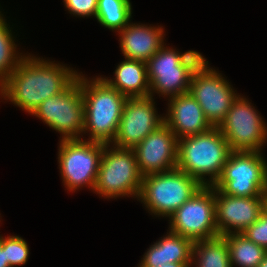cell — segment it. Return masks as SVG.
Returning <instances> with one entry per match:
<instances>
[{
  "mask_svg": "<svg viewBox=\"0 0 267 267\" xmlns=\"http://www.w3.org/2000/svg\"><path fill=\"white\" fill-rule=\"evenodd\" d=\"M77 76L65 66L25 56L0 85V94L32 114L47 98L65 91Z\"/></svg>",
  "mask_w": 267,
  "mask_h": 267,
  "instance_id": "cell-1",
  "label": "cell"
},
{
  "mask_svg": "<svg viewBox=\"0 0 267 267\" xmlns=\"http://www.w3.org/2000/svg\"><path fill=\"white\" fill-rule=\"evenodd\" d=\"M231 152L219 127H212L206 132L178 139L176 168L202 185L212 186L220 178ZM205 175L211 176L210 182L204 180Z\"/></svg>",
  "mask_w": 267,
  "mask_h": 267,
  "instance_id": "cell-2",
  "label": "cell"
},
{
  "mask_svg": "<svg viewBox=\"0 0 267 267\" xmlns=\"http://www.w3.org/2000/svg\"><path fill=\"white\" fill-rule=\"evenodd\" d=\"M90 82L80 75L84 101L83 130L90 131L89 139L92 142L113 143L127 97L112 88L103 78Z\"/></svg>",
  "mask_w": 267,
  "mask_h": 267,
  "instance_id": "cell-3",
  "label": "cell"
},
{
  "mask_svg": "<svg viewBox=\"0 0 267 267\" xmlns=\"http://www.w3.org/2000/svg\"><path fill=\"white\" fill-rule=\"evenodd\" d=\"M202 186L198 180L175 168L143 176L139 198L152 213L170 217Z\"/></svg>",
  "mask_w": 267,
  "mask_h": 267,
  "instance_id": "cell-4",
  "label": "cell"
},
{
  "mask_svg": "<svg viewBox=\"0 0 267 267\" xmlns=\"http://www.w3.org/2000/svg\"><path fill=\"white\" fill-rule=\"evenodd\" d=\"M108 146H104L93 190L106 198L129 194L139 198L143 176L133 149L114 147L109 151Z\"/></svg>",
  "mask_w": 267,
  "mask_h": 267,
  "instance_id": "cell-5",
  "label": "cell"
},
{
  "mask_svg": "<svg viewBox=\"0 0 267 267\" xmlns=\"http://www.w3.org/2000/svg\"><path fill=\"white\" fill-rule=\"evenodd\" d=\"M213 186L233 196H261L267 186V162L260 152L232 151L220 178Z\"/></svg>",
  "mask_w": 267,
  "mask_h": 267,
  "instance_id": "cell-6",
  "label": "cell"
},
{
  "mask_svg": "<svg viewBox=\"0 0 267 267\" xmlns=\"http://www.w3.org/2000/svg\"><path fill=\"white\" fill-rule=\"evenodd\" d=\"M33 114L50 128L63 134L62 140L80 139L78 134L84 131V101L80 74L65 91L43 101Z\"/></svg>",
  "mask_w": 267,
  "mask_h": 267,
  "instance_id": "cell-7",
  "label": "cell"
},
{
  "mask_svg": "<svg viewBox=\"0 0 267 267\" xmlns=\"http://www.w3.org/2000/svg\"><path fill=\"white\" fill-rule=\"evenodd\" d=\"M169 218L170 232L193 242L219 236L215 222L214 186L203 185Z\"/></svg>",
  "mask_w": 267,
  "mask_h": 267,
  "instance_id": "cell-8",
  "label": "cell"
},
{
  "mask_svg": "<svg viewBox=\"0 0 267 267\" xmlns=\"http://www.w3.org/2000/svg\"><path fill=\"white\" fill-rule=\"evenodd\" d=\"M60 142L58 161L67 189L74 191L86 184L94 189L105 144L82 139Z\"/></svg>",
  "mask_w": 267,
  "mask_h": 267,
  "instance_id": "cell-9",
  "label": "cell"
},
{
  "mask_svg": "<svg viewBox=\"0 0 267 267\" xmlns=\"http://www.w3.org/2000/svg\"><path fill=\"white\" fill-rule=\"evenodd\" d=\"M254 107L242 97H237L219 129L231 151L260 152L267 140V126Z\"/></svg>",
  "mask_w": 267,
  "mask_h": 267,
  "instance_id": "cell-10",
  "label": "cell"
},
{
  "mask_svg": "<svg viewBox=\"0 0 267 267\" xmlns=\"http://www.w3.org/2000/svg\"><path fill=\"white\" fill-rule=\"evenodd\" d=\"M152 96L127 98L118 125L114 146L133 149L147 135L164 123L157 116Z\"/></svg>",
  "mask_w": 267,
  "mask_h": 267,
  "instance_id": "cell-11",
  "label": "cell"
},
{
  "mask_svg": "<svg viewBox=\"0 0 267 267\" xmlns=\"http://www.w3.org/2000/svg\"><path fill=\"white\" fill-rule=\"evenodd\" d=\"M178 139L163 123L133 148L142 176L168 172L177 166Z\"/></svg>",
  "mask_w": 267,
  "mask_h": 267,
  "instance_id": "cell-12",
  "label": "cell"
},
{
  "mask_svg": "<svg viewBox=\"0 0 267 267\" xmlns=\"http://www.w3.org/2000/svg\"><path fill=\"white\" fill-rule=\"evenodd\" d=\"M214 197L215 222L219 235L233 233L230 228H235V233H242L262 213L261 196L238 197L224 194L214 187Z\"/></svg>",
  "mask_w": 267,
  "mask_h": 267,
  "instance_id": "cell-13",
  "label": "cell"
},
{
  "mask_svg": "<svg viewBox=\"0 0 267 267\" xmlns=\"http://www.w3.org/2000/svg\"><path fill=\"white\" fill-rule=\"evenodd\" d=\"M146 64L149 96L153 91L170 97L189 92L190 82L186 70L180 65L178 52L163 45Z\"/></svg>",
  "mask_w": 267,
  "mask_h": 267,
  "instance_id": "cell-14",
  "label": "cell"
},
{
  "mask_svg": "<svg viewBox=\"0 0 267 267\" xmlns=\"http://www.w3.org/2000/svg\"><path fill=\"white\" fill-rule=\"evenodd\" d=\"M189 93L201 106L213 127L225 120L233 101L238 97L230 84L216 71L201 80L190 83Z\"/></svg>",
  "mask_w": 267,
  "mask_h": 267,
  "instance_id": "cell-15",
  "label": "cell"
},
{
  "mask_svg": "<svg viewBox=\"0 0 267 267\" xmlns=\"http://www.w3.org/2000/svg\"><path fill=\"white\" fill-rule=\"evenodd\" d=\"M168 116L164 123L176 135L177 139L203 133L213 126L209 123L201 106L188 92L170 97Z\"/></svg>",
  "mask_w": 267,
  "mask_h": 267,
  "instance_id": "cell-16",
  "label": "cell"
},
{
  "mask_svg": "<svg viewBox=\"0 0 267 267\" xmlns=\"http://www.w3.org/2000/svg\"><path fill=\"white\" fill-rule=\"evenodd\" d=\"M120 45L126 59L147 62L163 46V28L129 23L120 31Z\"/></svg>",
  "mask_w": 267,
  "mask_h": 267,
  "instance_id": "cell-17",
  "label": "cell"
},
{
  "mask_svg": "<svg viewBox=\"0 0 267 267\" xmlns=\"http://www.w3.org/2000/svg\"><path fill=\"white\" fill-rule=\"evenodd\" d=\"M194 242L184 236L169 232L168 236L152 245L139 267H158L168 263L191 266Z\"/></svg>",
  "mask_w": 267,
  "mask_h": 267,
  "instance_id": "cell-18",
  "label": "cell"
},
{
  "mask_svg": "<svg viewBox=\"0 0 267 267\" xmlns=\"http://www.w3.org/2000/svg\"><path fill=\"white\" fill-rule=\"evenodd\" d=\"M103 79L127 98L149 96L146 62L126 59L117 66L114 81Z\"/></svg>",
  "mask_w": 267,
  "mask_h": 267,
  "instance_id": "cell-19",
  "label": "cell"
},
{
  "mask_svg": "<svg viewBox=\"0 0 267 267\" xmlns=\"http://www.w3.org/2000/svg\"><path fill=\"white\" fill-rule=\"evenodd\" d=\"M228 244L231 266L258 267L267 250L249 240L243 233L223 235Z\"/></svg>",
  "mask_w": 267,
  "mask_h": 267,
  "instance_id": "cell-20",
  "label": "cell"
},
{
  "mask_svg": "<svg viewBox=\"0 0 267 267\" xmlns=\"http://www.w3.org/2000/svg\"><path fill=\"white\" fill-rule=\"evenodd\" d=\"M192 258L197 267H232L228 244L223 235L194 242ZM198 260V262L196 260Z\"/></svg>",
  "mask_w": 267,
  "mask_h": 267,
  "instance_id": "cell-21",
  "label": "cell"
},
{
  "mask_svg": "<svg viewBox=\"0 0 267 267\" xmlns=\"http://www.w3.org/2000/svg\"><path fill=\"white\" fill-rule=\"evenodd\" d=\"M130 0H98L96 19L104 27L122 30L131 18Z\"/></svg>",
  "mask_w": 267,
  "mask_h": 267,
  "instance_id": "cell-22",
  "label": "cell"
},
{
  "mask_svg": "<svg viewBox=\"0 0 267 267\" xmlns=\"http://www.w3.org/2000/svg\"><path fill=\"white\" fill-rule=\"evenodd\" d=\"M9 30L8 24L0 14V85L16 69L23 58V56H16V45L10 33L11 30Z\"/></svg>",
  "mask_w": 267,
  "mask_h": 267,
  "instance_id": "cell-23",
  "label": "cell"
},
{
  "mask_svg": "<svg viewBox=\"0 0 267 267\" xmlns=\"http://www.w3.org/2000/svg\"><path fill=\"white\" fill-rule=\"evenodd\" d=\"M180 65L186 70L190 83L212 75L215 70L207 66L208 61L197 51H187L183 54L178 52Z\"/></svg>",
  "mask_w": 267,
  "mask_h": 267,
  "instance_id": "cell-24",
  "label": "cell"
},
{
  "mask_svg": "<svg viewBox=\"0 0 267 267\" xmlns=\"http://www.w3.org/2000/svg\"><path fill=\"white\" fill-rule=\"evenodd\" d=\"M0 243L4 248L6 263L10 267L26 263L29 256V249L23 238L19 236L3 238L0 236Z\"/></svg>",
  "mask_w": 267,
  "mask_h": 267,
  "instance_id": "cell-25",
  "label": "cell"
},
{
  "mask_svg": "<svg viewBox=\"0 0 267 267\" xmlns=\"http://www.w3.org/2000/svg\"><path fill=\"white\" fill-rule=\"evenodd\" d=\"M242 233L249 240L267 250V214L262 212L257 221Z\"/></svg>",
  "mask_w": 267,
  "mask_h": 267,
  "instance_id": "cell-26",
  "label": "cell"
},
{
  "mask_svg": "<svg viewBox=\"0 0 267 267\" xmlns=\"http://www.w3.org/2000/svg\"><path fill=\"white\" fill-rule=\"evenodd\" d=\"M63 2L72 14L80 17L91 15L96 17L98 0H64Z\"/></svg>",
  "mask_w": 267,
  "mask_h": 267,
  "instance_id": "cell-27",
  "label": "cell"
},
{
  "mask_svg": "<svg viewBox=\"0 0 267 267\" xmlns=\"http://www.w3.org/2000/svg\"><path fill=\"white\" fill-rule=\"evenodd\" d=\"M262 212L267 214V186L261 192Z\"/></svg>",
  "mask_w": 267,
  "mask_h": 267,
  "instance_id": "cell-28",
  "label": "cell"
},
{
  "mask_svg": "<svg viewBox=\"0 0 267 267\" xmlns=\"http://www.w3.org/2000/svg\"><path fill=\"white\" fill-rule=\"evenodd\" d=\"M0 267H10L9 264L6 263V256L4 248L1 243H0Z\"/></svg>",
  "mask_w": 267,
  "mask_h": 267,
  "instance_id": "cell-29",
  "label": "cell"
},
{
  "mask_svg": "<svg viewBox=\"0 0 267 267\" xmlns=\"http://www.w3.org/2000/svg\"><path fill=\"white\" fill-rule=\"evenodd\" d=\"M158 267H185V266L180 263H168V264L161 265Z\"/></svg>",
  "mask_w": 267,
  "mask_h": 267,
  "instance_id": "cell-30",
  "label": "cell"
},
{
  "mask_svg": "<svg viewBox=\"0 0 267 267\" xmlns=\"http://www.w3.org/2000/svg\"><path fill=\"white\" fill-rule=\"evenodd\" d=\"M258 267H267V254L265 255L262 262L258 265Z\"/></svg>",
  "mask_w": 267,
  "mask_h": 267,
  "instance_id": "cell-31",
  "label": "cell"
}]
</instances>
